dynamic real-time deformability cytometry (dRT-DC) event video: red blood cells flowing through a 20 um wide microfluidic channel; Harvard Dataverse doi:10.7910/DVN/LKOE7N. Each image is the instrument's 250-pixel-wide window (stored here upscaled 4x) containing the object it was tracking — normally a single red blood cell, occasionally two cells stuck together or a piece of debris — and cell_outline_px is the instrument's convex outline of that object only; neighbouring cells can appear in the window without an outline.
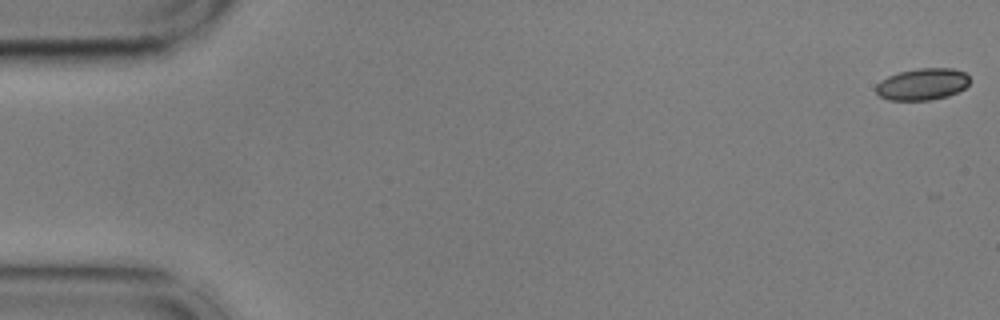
{"species": "common noctule bat (a hibernating species)", "species_latin": "Nyctalus noctula", "temperature_condition": "cold", "stored_images_in_passage": 12, "camera_frame_rate_fps": 3000, "um_per_image_px": 0.085, "animal": {"sex": "male", "body_mass_g": 17.9, "forearm_length_mm": 54.2}, "frame": {"image": 1, "passage_image": 1, "time_ms": 0.0, "image_size_px": [1000, 320], "cell_outline_px": [[968, 84], [964, 88], [948, 96], [932, 100], [888, 100], [880, 96], [876, 92], [876, 84], [888, 76], [900, 72], [916, 68], [952, 68], [964, 72], [968, 76]], "centroid_in_image_um": [78.39, 7.16], "position_along_channel_um": 6.6, "area_um2": 17.28}}